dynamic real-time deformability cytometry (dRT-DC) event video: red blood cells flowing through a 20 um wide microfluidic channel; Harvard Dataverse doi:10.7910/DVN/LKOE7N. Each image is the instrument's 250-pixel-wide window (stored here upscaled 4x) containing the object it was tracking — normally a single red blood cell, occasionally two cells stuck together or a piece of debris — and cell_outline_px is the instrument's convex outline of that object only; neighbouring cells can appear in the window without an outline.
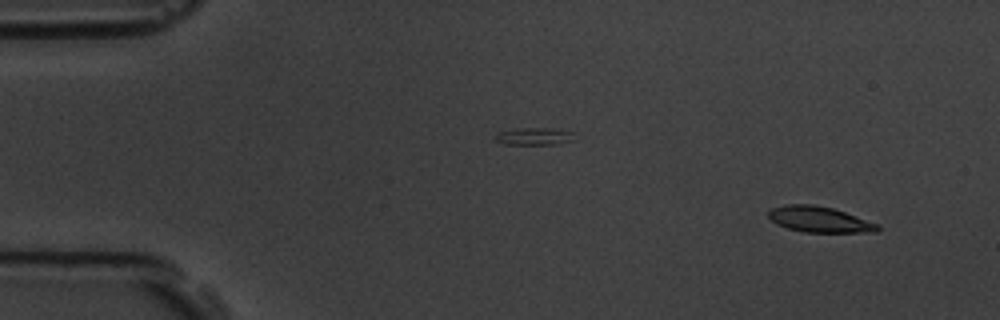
{"species": "common noctule bat (a hibernating species)", "species_latin": "Nyctalus noctula", "temperature_condition": "room temperature", "stored_images_in_passage": 4, "camera_frame_rate_fps": 3000, "um_per_image_px": 0.085, "animal": {"sex": "male", "body_mass_g": 19.5, "forearm_length_mm": 54.6}, "frame": {"image": 1, "passage_image": 1, "time_ms": 0.0, "image_size_px": [1000, 320], "cell_outline_px": [[880, 228], [876, 232], [804, 232], [788, 228], [776, 224], [768, 216], [768, 212], [772, 208], [784, 204], [812, 204], [832, 208], [880, 224]], "centroid_in_image_um": [69.65, 18.65], "position_along_channel_um": 15.4, "area_um2": 16.36}}
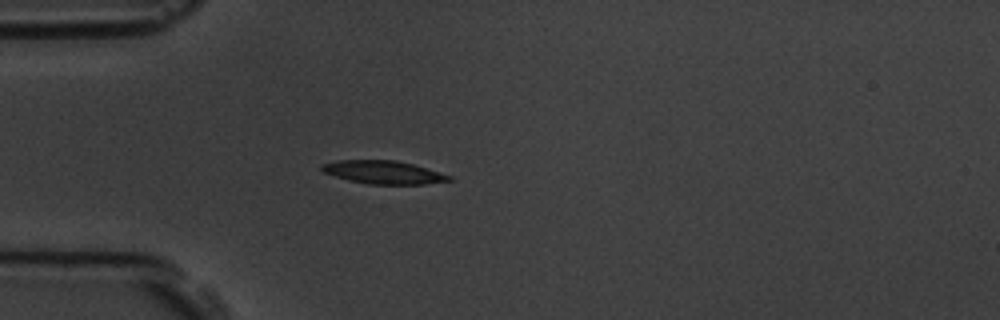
{"frame": {"image": 2, "passage_image": 4, "time_ms": 3.667, "image_size_px": [1000, 320], "cell_outline_px": [[452, 180], [424, 184], [368, 184], [348, 180], [324, 172], [320, 168], [320, 164], [336, 160], [396, 160], [412, 164], [452, 176]], "centroid_in_image_um": [32.56, 14.64], "position_along_channel_um": 52.4, "area_um2": 17.05}}